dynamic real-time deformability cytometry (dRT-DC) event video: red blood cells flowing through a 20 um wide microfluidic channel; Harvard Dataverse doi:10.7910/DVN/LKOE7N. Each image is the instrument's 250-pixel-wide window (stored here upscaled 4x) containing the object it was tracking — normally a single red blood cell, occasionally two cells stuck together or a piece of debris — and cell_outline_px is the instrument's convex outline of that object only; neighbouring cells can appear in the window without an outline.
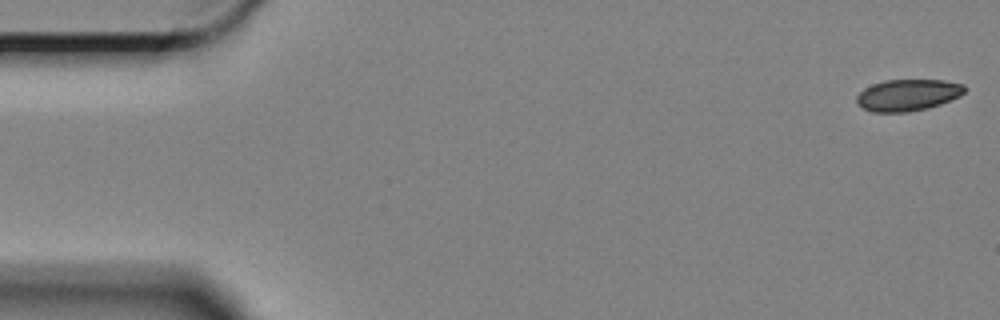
{"species": "Egyptian fruit bat (a non-hibernating species)", "species_latin": "Rousettus aegyptiacus", "temperature_condition": "cold", "stored_images_in_passage": 56, "camera_frame_rate_fps": 3000, "um_per_image_px": 0.085, "animal": {"sex": "female"}, "frame": {"image": 1, "passage_image": 1, "time_ms": 0.0, "image_size_px": [1000, 320], "cell_outline_px": [[968, 88], [960, 96], [940, 104], [928, 108], [908, 112], [872, 112], [864, 108], [856, 100], [856, 96], [864, 88], [872, 84], [884, 80], [944, 80], [964, 84]], "centroid_in_image_um": [77.19, 8.07], "position_along_channel_um": 7.8, "area_um2": 19.94}}
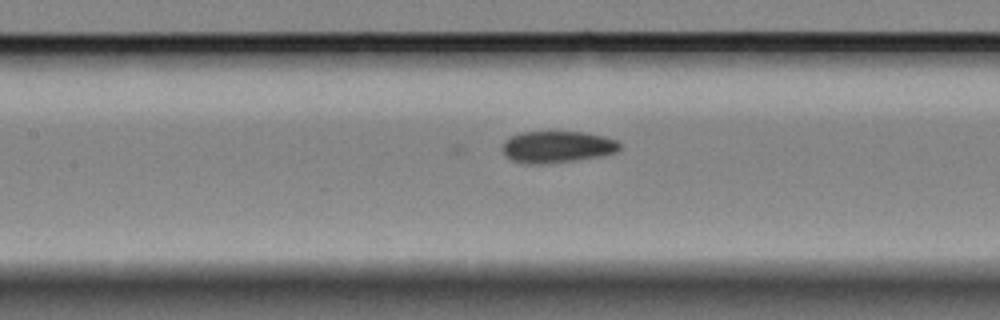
{"frame": {"image": 2, "passage_image": 26, "time_ms": 8.333, "image_size_px": [1000, 320], "cell_outline_px": [[620, 148], [616, 152], [600, 156], [576, 160], [544, 164], [528, 164], [512, 160], [504, 156], [504, 140], [520, 132], [584, 132], [604, 136], [616, 140], [620, 144]], "centroid_in_image_um": [47.36, 12.49], "position_along_channel_um": 160.0, "area_um2": 21.62}}
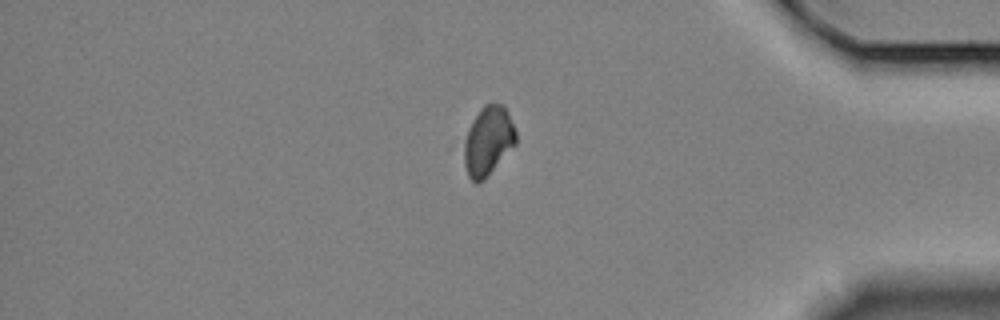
{"frame": {"image": 3, "passage_image": 50, "time_ms": 16.333, "image_size_px": [1000, 320], "cell_outline_px": [[516, 144], [484, 180], [476, 184], [468, 176], [456, 148], [472, 120], [480, 108], [484, 104], [504, 104], [508, 112], [516, 132]], "centroid_in_image_um": [41.37, 12.01], "position_along_channel_um": 393.8, "area_um2": 22.08}}